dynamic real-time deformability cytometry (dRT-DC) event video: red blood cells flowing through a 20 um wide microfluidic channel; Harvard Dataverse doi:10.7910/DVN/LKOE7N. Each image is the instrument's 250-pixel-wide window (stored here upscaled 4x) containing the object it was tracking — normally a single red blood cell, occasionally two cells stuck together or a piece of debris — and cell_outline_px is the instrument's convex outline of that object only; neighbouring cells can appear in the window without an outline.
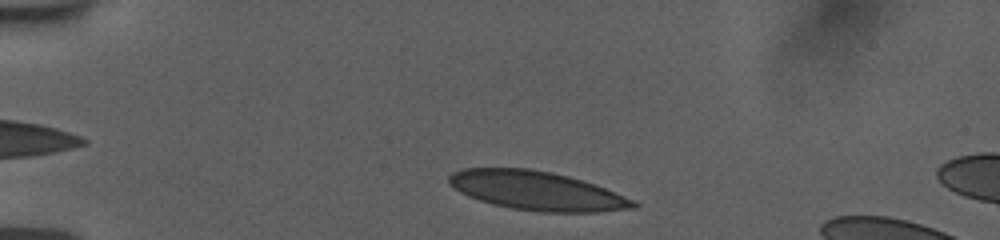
{"species": "human", "species_latin": "Homo sapiens", "temperature_condition": "room temperature", "stored_images_in_passage": 8, "camera_frame_rate_fps": 3000, "um_per_image_px": 0.085, "donor": {"sex": "female"}, "frame": {"image": 1, "passage_image": 3, "time_ms": 0.667, "image_size_px": [1000, 240], "cell_outline_px": [[640, 204], [636, 208], [600, 212], [540, 212], [512, 208], [492, 204], [468, 196], [460, 192], [448, 180], [448, 176], [452, 172], [460, 168], [528, 168], [552, 172], [584, 180], [596, 184], [624, 196]], "centroid_in_image_um": [45.64, 16.21], "position_along_channel_um": 39.4, "area_um2": 41.85}}